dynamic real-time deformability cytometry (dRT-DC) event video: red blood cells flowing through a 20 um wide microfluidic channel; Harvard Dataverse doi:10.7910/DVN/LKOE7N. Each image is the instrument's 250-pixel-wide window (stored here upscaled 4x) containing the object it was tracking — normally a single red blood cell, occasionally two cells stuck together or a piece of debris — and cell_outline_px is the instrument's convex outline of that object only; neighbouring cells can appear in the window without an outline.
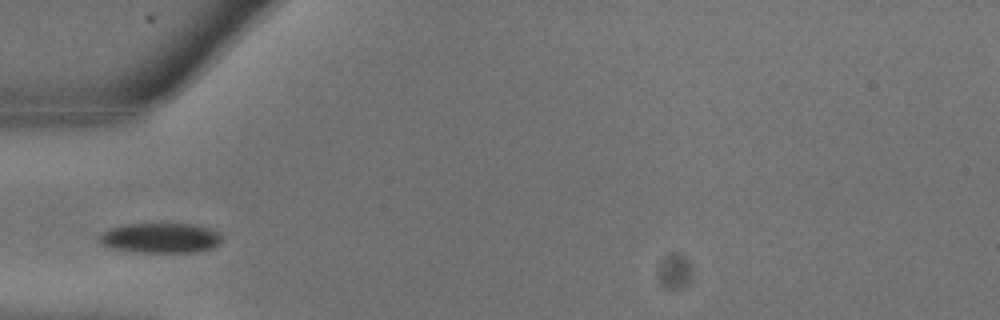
{"species": "common noctule bat (a hibernating species)", "species_latin": "Nyctalus noctula", "temperature_condition": "warm", "stored_images_in_passage": 4, "camera_frame_rate_fps": 3000, "um_per_image_px": 0.085, "animal": {"sex": "male", "body_mass_g": 13.3}, "frame": {"image": 1, "passage_image": 3, "time_ms": 0.667, "image_size_px": [1000, 320], "cell_outline_px": [[220, 240], [212, 248], [192, 252], [136, 252], [112, 248], [104, 244], [100, 240], [100, 236], [104, 232], [112, 228], [128, 224], [192, 224], [208, 228], [220, 232]], "centroid_in_image_um": [13.67, 20.23], "position_along_channel_um": 71.3, "area_um2": 20.92}}